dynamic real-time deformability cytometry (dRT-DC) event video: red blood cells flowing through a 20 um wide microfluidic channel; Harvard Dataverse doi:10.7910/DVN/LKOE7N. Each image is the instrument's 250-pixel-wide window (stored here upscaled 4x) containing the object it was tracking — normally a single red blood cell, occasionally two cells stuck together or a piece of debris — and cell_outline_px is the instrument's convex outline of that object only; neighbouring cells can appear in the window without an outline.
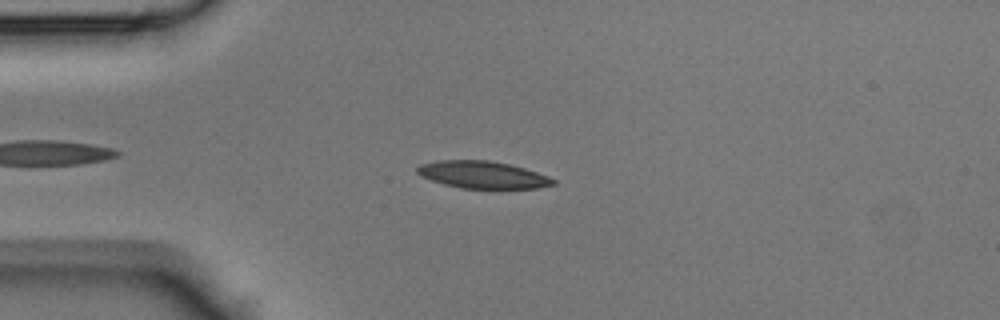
{"species": "Egyptian fruit bat (a non-hibernating species)", "species_latin": "Rousettus aegyptiacus", "temperature_condition": "room temperature", "stored_images_in_passage": 40, "camera_frame_rate_fps": 3000, "um_per_image_px": 0.085, "animal": {"sex": "male"}, "frame": {"image": 1, "passage_image": 7, "time_ms": 2.0, "image_size_px": [1000, 320], "cell_outline_px": [[556, 184], [536, 188], [460, 188], [444, 184], [420, 176], [416, 172], [416, 168], [420, 164], [440, 160], [488, 160], [508, 164], [524, 168], [548, 176], [556, 180]], "centroid_in_image_um": [41.0, 14.85], "position_along_channel_um": 44.0, "area_um2": 21.44}}
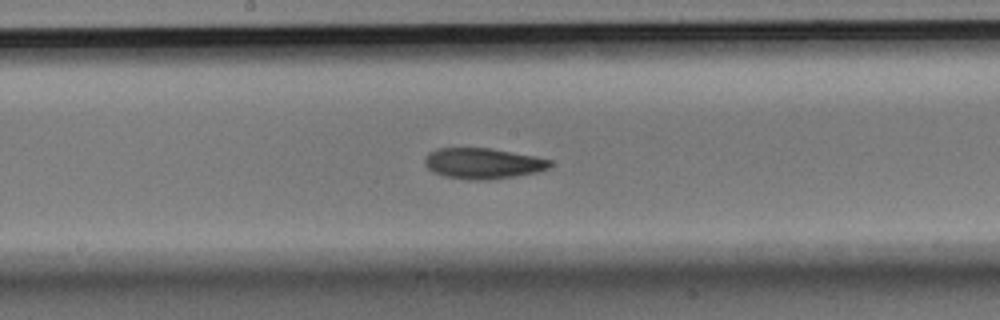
{"frame": {"image": 2, "passage_image": 20, "time_ms": 6.333, "image_size_px": [1000, 320], "cell_outline_px": [[552, 164], [548, 168], [536, 172], [516, 176], [488, 180], [468, 180], [444, 176], [432, 172], [424, 164], [424, 160], [428, 152], [436, 148], [488, 148], [536, 156], [552, 160]], "centroid_in_image_um": [41.02, 13.89], "position_along_channel_um": 207.2, "area_um2": 22.6}}
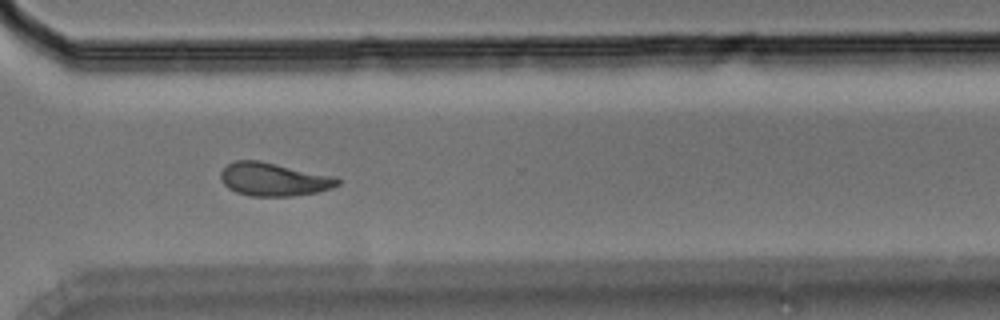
{"frame": {"image": 3, "passage_image": 30, "time_ms": 9.667, "image_size_px": [1000, 320], "cell_outline_px": [[340, 184], [332, 188], [316, 192], [292, 196], [252, 196], [236, 192], [228, 188], [224, 184], [220, 176], [220, 172], [228, 164], [236, 160], [256, 160], [336, 176], [340, 180]], "centroid_in_image_um": [23.28, 15.25], "position_along_channel_um": 347.3, "area_um2": 22.54}}